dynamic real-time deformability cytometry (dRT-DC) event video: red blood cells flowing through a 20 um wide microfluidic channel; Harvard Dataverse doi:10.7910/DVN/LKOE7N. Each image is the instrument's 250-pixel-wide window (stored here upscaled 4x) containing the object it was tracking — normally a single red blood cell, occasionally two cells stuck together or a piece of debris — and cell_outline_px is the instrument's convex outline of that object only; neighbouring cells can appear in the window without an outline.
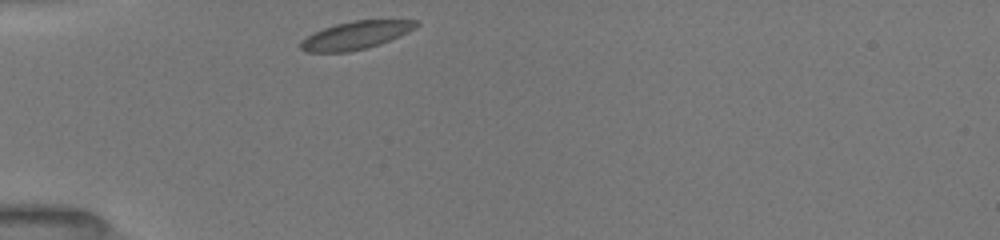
{"species": "common noctule bat (a hibernating species)", "species_latin": "Nyctalus noctula", "temperature_condition": "room temperature", "stored_images_in_passage": 35, "camera_frame_rate_fps": 3000, "um_per_image_px": 0.085, "animal": {"sex": "female", "body_mass_g": 19.5, "forearm_length_mm": 54.1}, "frame": {"image": 1, "passage_image": 1, "time_ms": 0.0, "image_size_px": [1000, 240], "cell_outline_px": [[420, 24], [416, 28], [408, 32], [380, 44], [348, 52], [304, 52], [300, 48], [300, 40], [324, 28], [336, 24], [352, 20], [416, 20]], "centroid_in_image_um": [30.24, 3.0], "position_along_channel_um": 54.8, "area_um2": 18.67}}
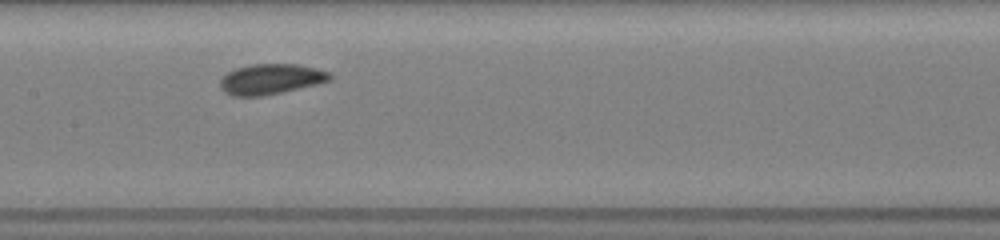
{"frame": {"image": 2, "passage_image": 13, "time_ms": 3.667, "image_size_px": [1000, 240], "cell_outline_px": [[332, 80], [316, 84], [264, 96], [232, 96], [224, 92], [220, 88], [220, 80], [228, 72], [236, 68], [252, 64], [296, 64], [316, 68], [332, 72]], "centroid_in_image_um": [23.03, 6.72], "position_along_channel_um": 184.4, "area_um2": 19.48}}
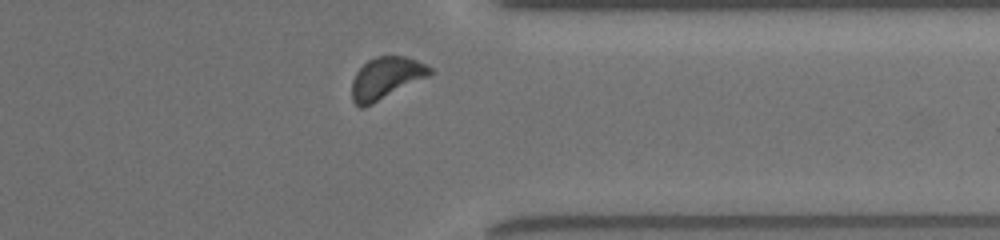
{"frame": {"image": 3, "passage_image": 29, "time_ms": 8.667, "image_size_px": [1000, 240], "cell_outline_px": [[432, 72], [428, 76], [364, 108], [360, 108], [352, 100], [352, 80], [356, 72], [368, 60], [376, 56], [404, 56], [416, 60], [432, 68]], "centroid_in_image_um": [32.78, 6.64], "position_along_channel_um": 378.6, "area_um2": 18.79}, "authors_computed_cell_mechanics": {"area_um2": 18.6694, "velocity_mm_per_s": 3.9327, "shape_relaxation_time_tau1_ms": 3.1044, "shape_relaxation_time_tau2_ms": null, "deformation_change_tau1": 0.0755, "deformation_change_tau2": null}}